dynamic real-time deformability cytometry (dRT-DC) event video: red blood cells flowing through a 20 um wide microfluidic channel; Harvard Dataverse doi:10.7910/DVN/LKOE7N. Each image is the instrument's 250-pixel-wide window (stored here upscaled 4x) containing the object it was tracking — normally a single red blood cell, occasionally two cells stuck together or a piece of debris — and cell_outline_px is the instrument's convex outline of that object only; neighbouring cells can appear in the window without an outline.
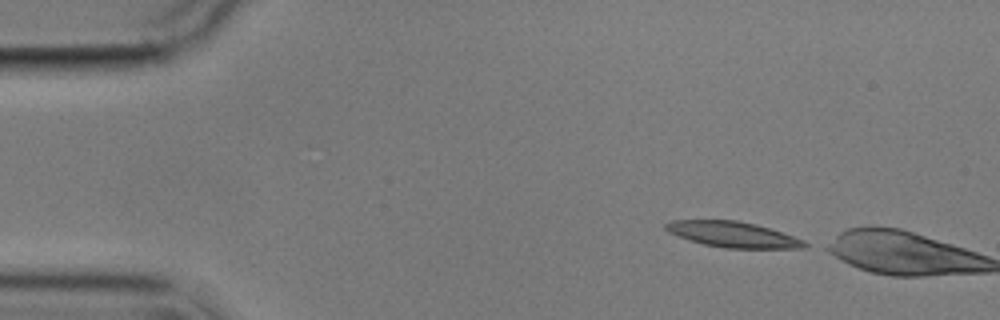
{"species": "common noctule bat (a hibernating species)", "species_latin": "Nyctalus noctula", "temperature_condition": "cold", "stored_images_in_passage": 2, "camera_frame_rate_fps": 3000, "um_per_image_px": 0.085, "animal": {"sex": "male", "body_mass_g": 17.9}, "frame": {"image": 1, "passage_image": 1, "time_ms": 0.0, "image_size_px": [1000, 320], "cell_outline_px": [[812, 244], [808, 248], [724, 248], [704, 244], [688, 240], [668, 232], [664, 228], [664, 224], [672, 220], [736, 220], [768, 228], [804, 240]], "centroid_in_image_um": [62.29, 19.94], "position_along_channel_um": 22.7, "area_um2": 20.69}}